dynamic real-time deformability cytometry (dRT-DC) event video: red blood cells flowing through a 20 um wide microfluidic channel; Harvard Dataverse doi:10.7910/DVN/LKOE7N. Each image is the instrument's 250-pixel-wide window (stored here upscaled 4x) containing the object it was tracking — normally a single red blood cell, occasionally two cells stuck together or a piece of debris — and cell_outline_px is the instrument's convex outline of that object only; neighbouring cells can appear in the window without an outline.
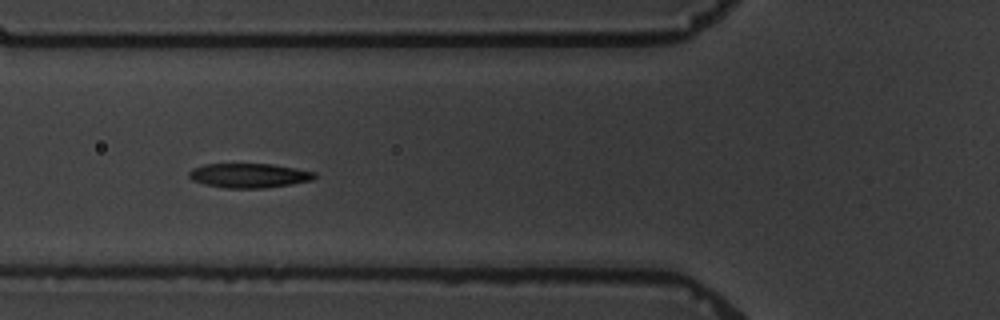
{"species": "common noctule bat (a hibernating species)", "species_latin": "Nyctalus noctula", "temperature_condition": "warm", "stored_images_in_passage": 5, "camera_frame_rate_fps": 3000, "um_per_image_px": 0.085, "animal": {"sex": "male", "body_mass_g": 19.5, "forearm_length_mm": 54.6}, "frame": {"image": 1, "passage_image": 4, "time_ms": 3.667, "image_size_px": [1000, 320], "cell_outline_px": [[316, 176], [312, 180], [292, 184], [264, 188], [224, 188], [204, 184], [192, 180], [188, 176], [188, 172], [192, 168], [204, 164], [272, 164], [296, 168], [316, 172]], "centroid_in_image_um": [21.15, 14.92], "position_along_channel_um": 104.6, "area_um2": 17.98}}
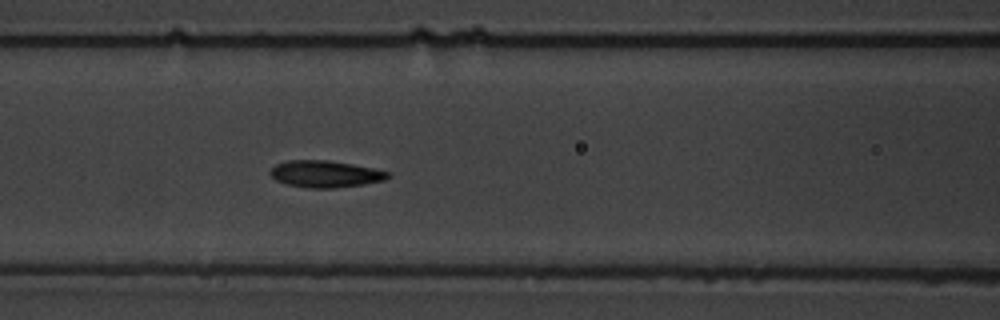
{"frame": {"image": 2, "passage_image": 5, "time_ms": 4.667, "image_size_px": [1000, 320], "cell_outline_px": [[392, 176], [384, 180], [364, 184], [332, 188], [308, 188], [288, 184], [276, 180], [268, 172], [276, 164], [288, 160], [328, 160], [352, 164], [392, 172]], "centroid_in_image_um": [27.67, 14.78], "position_along_channel_um": 138.9, "area_um2": 18.38}}